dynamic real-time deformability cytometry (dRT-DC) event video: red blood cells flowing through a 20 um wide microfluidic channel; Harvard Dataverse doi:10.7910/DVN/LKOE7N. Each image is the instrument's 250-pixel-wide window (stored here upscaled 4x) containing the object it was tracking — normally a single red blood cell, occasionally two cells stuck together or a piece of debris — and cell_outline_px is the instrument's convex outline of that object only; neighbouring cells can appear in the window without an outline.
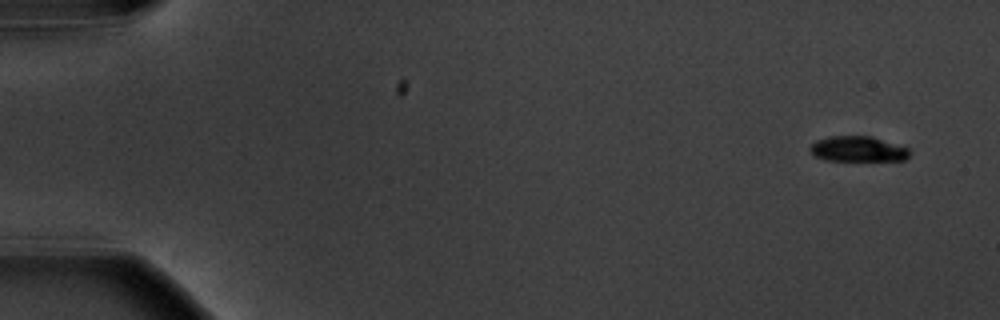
{"species": "common noctule bat (a hibernating species)", "species_latin": "Nyctalus noctula", "temperature_condition": "warm", "stored_images_in_passage": 11, "camera_frame_rate_fps": 3000, "um_per_image_px": 0.085, "animal": {"sex": "male", "body_mass_g": 20.1, "forearm_length_mm": 53.5}, "frame": {"image": 1, "passage_image": 1, "time_ms": 0.0, "image_size_px": [1000, 320], "cell_outline_px": [[912, 152], [904, 160], [824, 160], [816, 156], [808, 148], [816, 140], [832, 136], [872, 136], [908, 148]], "centroid_in_image_um": [72.93, 12.66], "position_along_channel_um": 12.1, "area_um2": 14.57}}
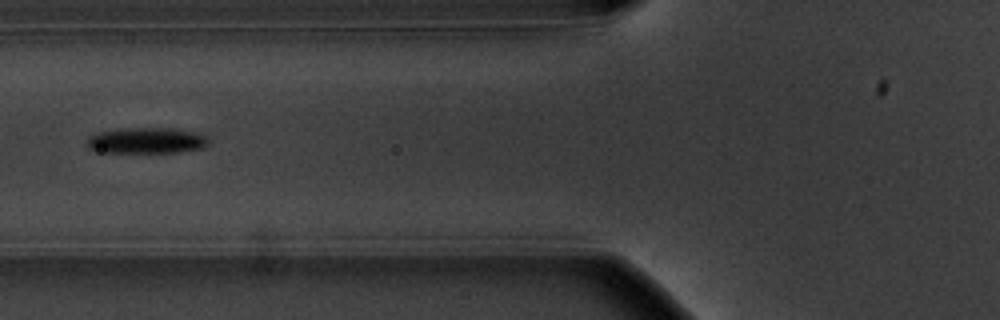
{"frame": {"image": 2, "passage_image": 6, "time_ms": 6.667, "image_size_px": [1000, 320], "cell_outline_px": [[208, 144], [204, 148], [180, 152], [96, 152], [88, 148], [84, 144], [84, 140], [88, 136], [96, 132], [124, 128], [172, 128], [196, 132], [204, 136], [208, 140]], "centroid_in_image_um": [12.37, 11.95], "position_along_channel_um": 113.4, "area_um2": 18.67}}
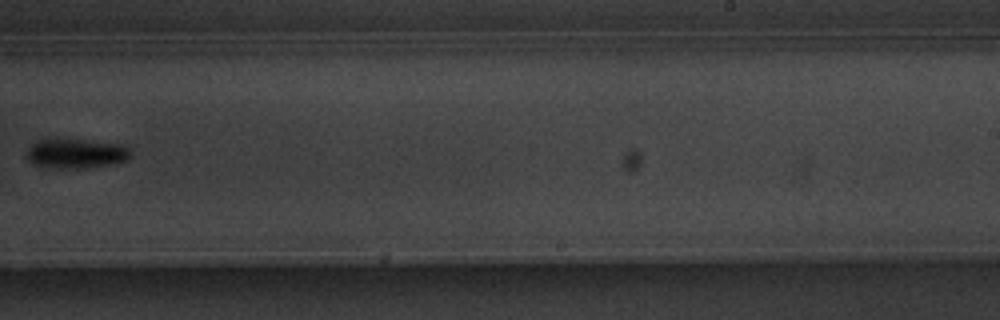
{"frame": {"image": 3, "passage_image": 10, "time_ms": 11.333, "image_size_px": [1000, 320], "cell_outline_px": [[128, 156], [124, 160], [108, 164], [88, 168], [44, 168], [32, 164], [28, 160], [28, 148], [36, 140], [84, 140], [120, 144], [128, 148]], "centroid_in_image_um": [6.37, 13.07], "position_along_channel_um": 282.6, "area_um2": 17.51}}